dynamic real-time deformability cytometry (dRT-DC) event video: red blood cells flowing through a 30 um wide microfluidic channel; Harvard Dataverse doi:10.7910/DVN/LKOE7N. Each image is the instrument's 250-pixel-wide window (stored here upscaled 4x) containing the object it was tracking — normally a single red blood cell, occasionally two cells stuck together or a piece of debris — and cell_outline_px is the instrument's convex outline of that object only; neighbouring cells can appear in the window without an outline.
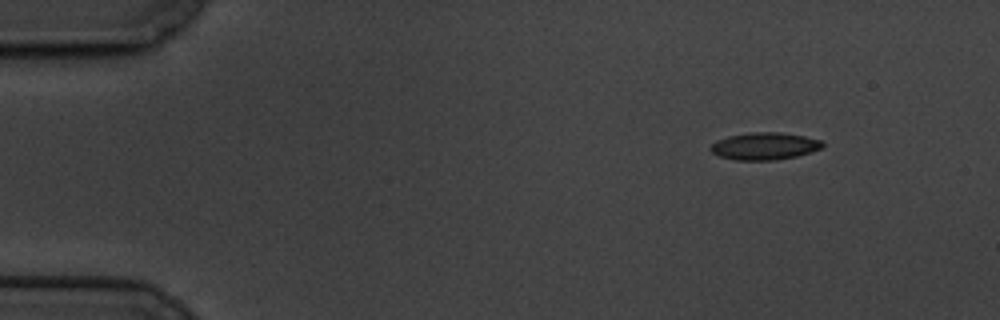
{"species": "common noctule bat (a hibernating species)", "species_latin": "Nyctalus noctula", "temperature_condition": "cold", "stored_images_in_passage": 54, "camera_frame_rate_fps": 3000, "um_per_image_px": 0.085, "animal": {"sex": "male", "body_mass_g": 19.5, "forearm_length_mm": 54.6}, "frame": {"image": 1, "passage_image": 1, "time_ms": 0.0, "image_size_px": [1000, 320], "cell_outline_px": [[824, 148], [812, 152], [796, 156], [776, 160], [736, 160], [720, 156], [712, 152], [708, 148], [716, 140], [728, 136], [752, 132], [776, 132], [804, 136], [820, 140], [824, 144]], "centroid_in_image_um": [64.99, 12.42], "position_along_channel_um": 20.0, "area_um2": 17.8}}
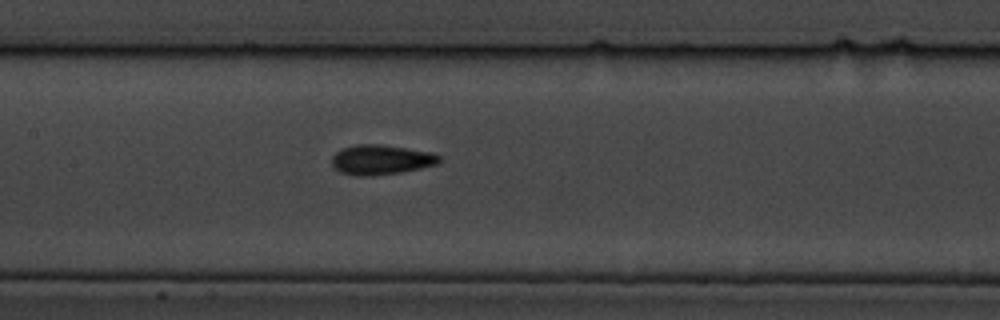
{"frame": {"image": 2, "passage_image": 23, "time_ms": 7.333, "image_size_px": [1000, 320], "cell_outline_px": [[440, 160], [436, 164], [420, 168], [400, 172], [368, 176], [356, 176], [340, 172], [332, 164], [332, 156], [336, 152], [344, 148], [356, 144], [380, 144], [432, 152], [440, 156]], "centroid_in_image_um": [32.37, 13.57], "position_along_channel_um": 175.0, "area_um2": 18.5}}
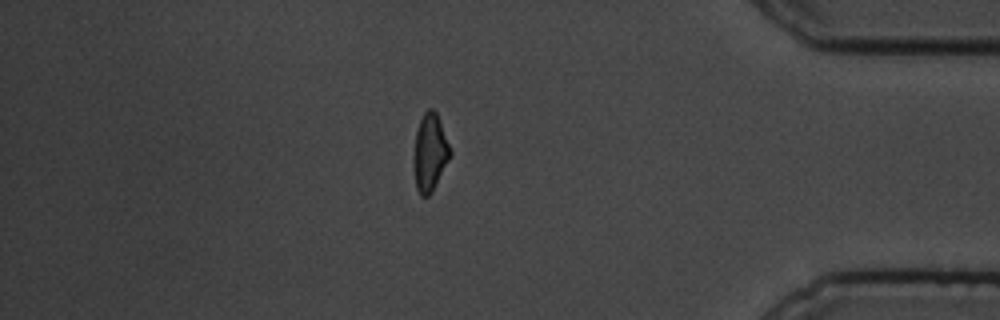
{"frame": {"image": 3, "passage_image": 46, "time_ms": 15.0, "image_size_px": [1000, 320], "cell_outline_px": [[452, 152], [432, 192], [428, 196], [420, 196], [416, 188], [412, 160], [412, 156], [416, 132], [420, 120], [424, 112], [428, 108], [432, 108], [436, 112]], "centroid_in_image_um": [36.51, 12.98], "position_along_channel_um": 398.7, "area_um2": 16.47}, "authors_computed_cell_mechanics": {"area_um2": 17.3978, "velocity_mm_per_s": 3.3336, "shape_relaxation_time_tau1_ms": 4.5895, "shape_relaxation_time_tau2_ms": 3.8301, "deformation_change_tau1": 0.1365, "deformation_change_tau2": 0.0895}}